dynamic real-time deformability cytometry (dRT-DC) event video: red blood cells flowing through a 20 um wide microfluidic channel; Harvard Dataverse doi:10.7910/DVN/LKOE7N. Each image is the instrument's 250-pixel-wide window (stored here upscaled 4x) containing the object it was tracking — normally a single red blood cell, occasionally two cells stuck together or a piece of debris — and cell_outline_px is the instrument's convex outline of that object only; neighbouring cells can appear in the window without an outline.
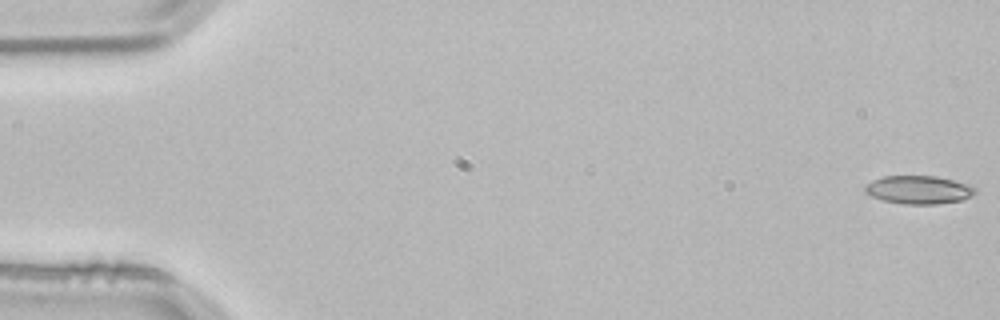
{"species": "common noctule bat (a hibernating species)", "species_latin": "Nyctalus noctula", "temperature_condition": "room temperature", "stored_images_in_passage": 53, "camera_frame_rate_fps": 3000, "um_per_image_px": 0.085, "animal": {"sex": "male", "body_mass_g": 21.5, "forearm_length_mm": 52.0}, "frame": {"image": 1, "passage_image": 1, "time_ms": 0.0, "image_size_px": [1000, 320], "cell_outline_px": [[976, 192], [972, 196], [960, 200], [936, 204], [904, 204], [884, 200], [872, 196], [864, 192], [864, 184], [872, 180], [884, 176], [936, 176], [968, 184], [976, 188]], "centroid_in_image_um": [78.06, 16.12], "position_along_channel_um": 6.9, "area_um2": 18.09}}
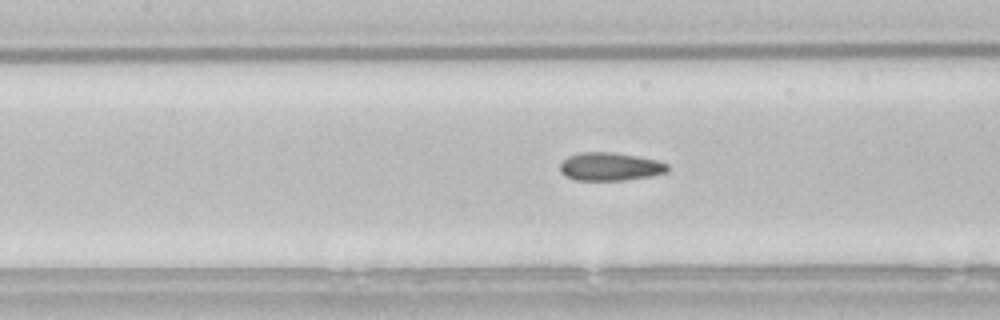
{"frame": {"image": 2, "passage_image": 24, "time_ms": 7.667, "image_size_px": [1000, 320], "cell_outline_px": [[668, 172], [652, 176], [624, 180], [576, 180], [564, 176], [560, 172], [560, 164], [568, 156], [576, 152], [612, 152], [636, 156], [656, 160], [668, 164]], "centroid_in_image_um": [51.83, 14.16], "position_along_channel_um": 155.6, "area_um2": 17.74}}
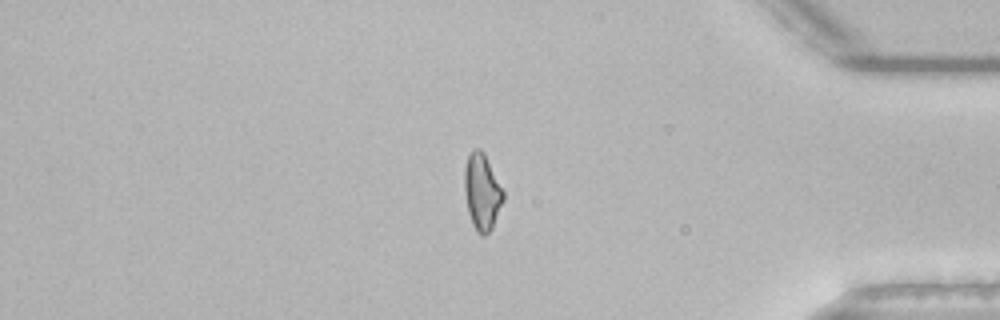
{"frame": {"image": 3, "passage_image": 45, "time_ms": 14.667, "image_size_px": [1000, 320], "cell_outline_px": [[504, 200], [492, 228], [484, 236], [480, 236], [476, 232], [472, 224], [468, 212], [464, 192], [464, 168], [468, 156], [472, 148], [480, 148], [484, 152], [504, 192]], "centroid_in_image_um": [40.96, 16.31], "position_along_channel_um": 394.2, "area_um2": 17.46}, "authors_computed_cell_mechanics": {"area_um2": 17.5134, "velocity_mm_per_s": 3.8312, "shape_relaxation_time_tau1_ms": null, "shape_relaxation_time_tau2_ms": 1.9449, "deformation_change_tau1": null, "deformation_change_tau2": 0.0918}}